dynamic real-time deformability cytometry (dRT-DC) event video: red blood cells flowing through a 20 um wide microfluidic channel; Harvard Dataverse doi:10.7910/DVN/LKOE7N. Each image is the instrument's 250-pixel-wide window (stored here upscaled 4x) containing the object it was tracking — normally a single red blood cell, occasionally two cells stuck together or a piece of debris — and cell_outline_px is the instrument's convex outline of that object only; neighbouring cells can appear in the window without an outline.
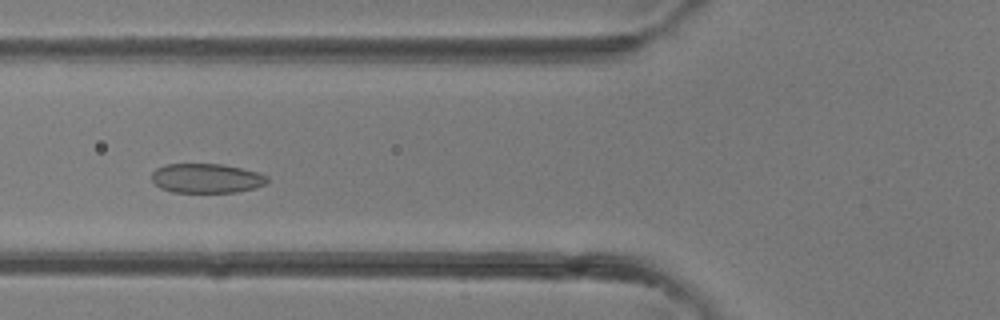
{"species": "common noctule bat (a hibernating species)", "species_latin": "Nyctalus noctula", "temperature_condition": "room temperature", "stored_images_in_passage": 36, "camera_frame_rate_fps": 3000, "um_per_image_px": 0.085, "animal": {"sex": "female"}, "frame": {"image": 1, "passage_image": 12, "time_ms": 3.667, "image_size_px": [1000, 320], "cell_outline_px": [[268, 180], [264, 184], [256, 188], [236, 192], [172, 192], [160, 188], [152, 180], [152, 172], [156, 168], [168, 164], [220, 164], [240, 168], [256, 172], [268, 176]], "centroid_in_image_um": [17.54, 15.16], "position_along_channel_um": 108.3, "area_um2": 19.71}}
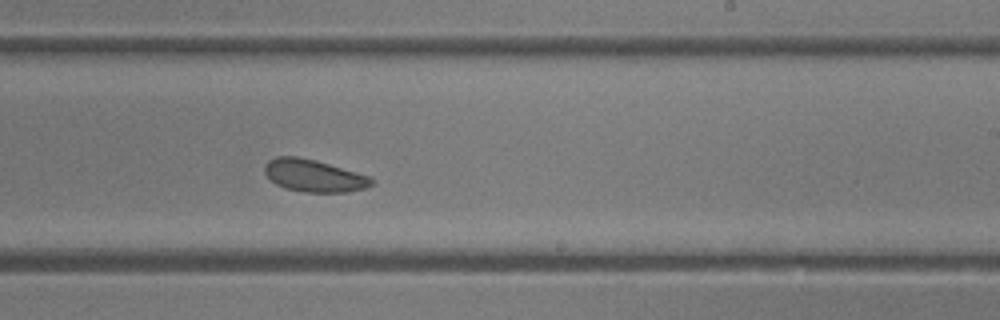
{"frame": {"image": 2, "passage_image": 21, "time_ms": 6.667, "image_size_px": [1000, 320], "cell_outline_px": [[376, 180], [372, 184], [364, 188], [348, 192], [304, 192], [284, 188], [276, 184], [264, 172], [264, 164], [268, 160], [276, 156], [296, 156], [316, 160], [356, 172], [368, 176]], "centroid_in_image_um": [26.66, 14.93], "position_along_channel_um": 262.3, "area_um2": 20.11}}
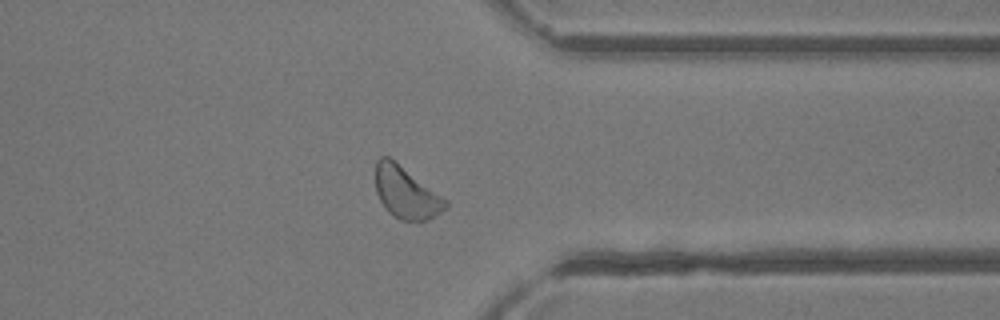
{"frame": {"image": 3, "passage_image": 28, "time_ms": 9.0, "image_size_px": [1000, 320], "cell_outline_px": [[448, 208], [428, 220], [400, 220], [392, 216], [388, 212], [380, 200], [376, 192], [376, 160], [380, 156], [388, 156], [448, 200]], "centroid_in_image_um": [34.52, 16.39], "position_along_channel_um": 376.9, "area_um2": 21.04}}